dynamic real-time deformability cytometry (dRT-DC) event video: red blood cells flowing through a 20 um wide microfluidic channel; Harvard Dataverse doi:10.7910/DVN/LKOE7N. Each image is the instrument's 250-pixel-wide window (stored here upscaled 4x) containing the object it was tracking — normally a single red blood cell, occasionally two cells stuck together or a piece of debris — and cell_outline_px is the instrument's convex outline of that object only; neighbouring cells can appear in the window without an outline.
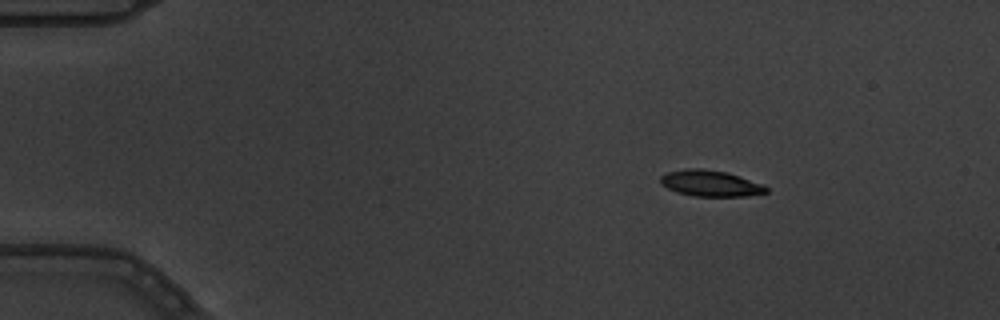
{"species": "common noctule bat (a hibernating species)", "species_latin": "Nyctalus noctula", "temperature_condition": "warm", "stored_images_in_passage": 3, "camera_frame_rate_fps": 3000, "um_per_image_px": 0.085, "animal": {"sex": "male", "body_mass_g": 19.5, "forearm_length_mm": 54.6}, "frame": {"image": 1, "passage_image": 1, "time_ms": 0.0, "image_size_px": [1000, 320], "cell_outline_px": [[768, 192], [744, 196], [692, 196], [676, 192], [660, 184], [660, 176], [668, 172], [684, 168], [704, 168], [728, 172], [740, 176], [760, 184], [768, 188]], "centroid_in_image_um": [60.34, 15.57], "position_along_channel_um": 24.7, "area_um2": 16.13}}
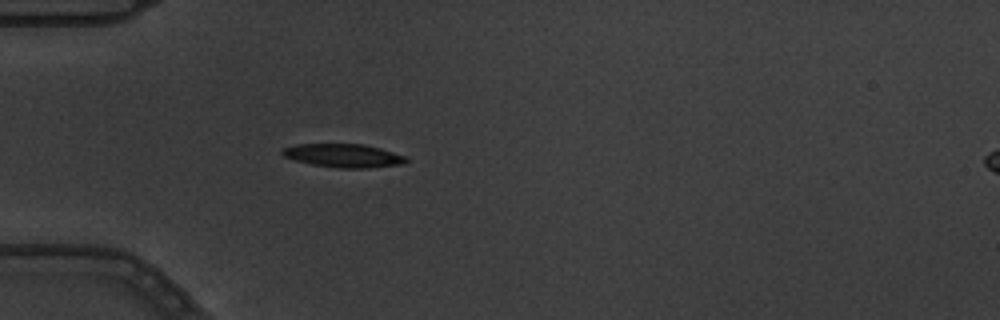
{"frame": {"image": 2, "passage_image": 3, "time_ms": 0.667, "image_size_px": [1000, 320], "cell_outline_px": [[408, 160], [404, 164], [368, 168], [340, 168], [312, 164], [296, 160], [284, 156], [280, 152], [284, 148], [296, 144], [364, 144], [380, 148], [404, 156]], "centroid_in_image_um": [29.2, 13.22], "position_along_channel_um": 55.8, "area_um2": 16.76}}